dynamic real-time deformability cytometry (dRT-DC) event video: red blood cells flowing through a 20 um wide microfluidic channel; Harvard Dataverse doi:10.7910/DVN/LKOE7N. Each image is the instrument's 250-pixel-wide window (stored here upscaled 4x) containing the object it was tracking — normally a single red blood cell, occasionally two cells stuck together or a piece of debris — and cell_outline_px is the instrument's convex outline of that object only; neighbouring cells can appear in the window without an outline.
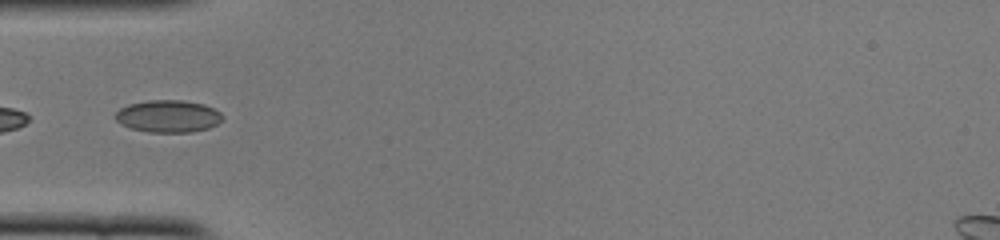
{"species": "common noctule bat (a hibernating species)", "species_latin": "Nyctalus noctula", "temperature_condition": "cold", "stored_images_in_passage": 34, "camera_frame_rate_fps": 3000, "um_per_image_px": 0.085, "animal": {"sex": "female", "body_mass_g": 22.0, "forearm_length_mm": 56.7}, "frame": {"image": 1, "passage_image": 1, "time_ms": 0.0, "image_size_px": [1000, 240], "cell_outline_px": [[224, 120], [208, 128], [192, 132], [148, 132], [132, 128], [120, 124], [112, 116], [120, 108], [128, 104], [148, 100], [180, 100], [204, 104], [220, 112], [224, 116]], "centroid_in_image_um": [14.28, 9.88], "position_along_channel_um": 70.7, "area_um2": 20.29}}
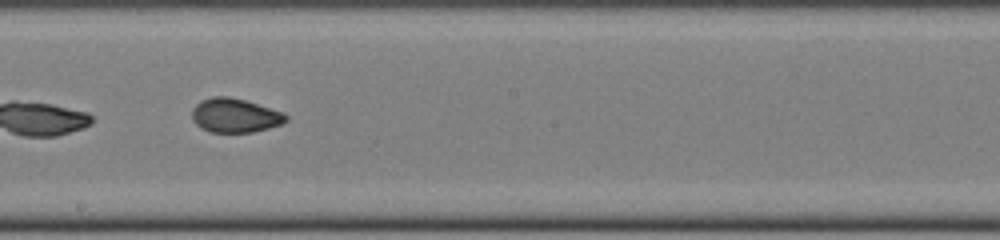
{"frame": {"image": 2, "passage_image": 13, "time_ms": 4.0, "image_size_px": [1000, 240], "cell_outline_px": [[288, 120], [280, 124], [268, 128], [252, 132], [212, 132], [200, 128], [192, 120], [192, 108], [200, 100], [212, 96], [228, 96], [244, 100], [284, 112], [288, 116]], "centroid_in_image_um": [19.95, 9.8], "position_along_channel_um": 228.3, "area_um2": 18.73}}
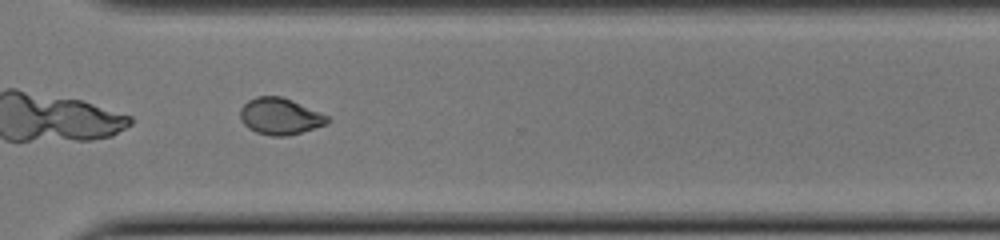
{"frame": {"image": 3, "passage_image": 22, "time_ms": 7.0, "image_size_px": [1000, 240], "cell_outline_px": [[332, 120], [328, 124], [288, 136], [272, 136], [256, 132], [248, 128], [240, 120], [240, 108], [248, 100], [256, 96], [280, 96], [292, 100], [328, 116]], "centroid_in_image_um": [23.8, 9.89], "position_along_channel_um": 346.8, "area_um2": 18.67}}